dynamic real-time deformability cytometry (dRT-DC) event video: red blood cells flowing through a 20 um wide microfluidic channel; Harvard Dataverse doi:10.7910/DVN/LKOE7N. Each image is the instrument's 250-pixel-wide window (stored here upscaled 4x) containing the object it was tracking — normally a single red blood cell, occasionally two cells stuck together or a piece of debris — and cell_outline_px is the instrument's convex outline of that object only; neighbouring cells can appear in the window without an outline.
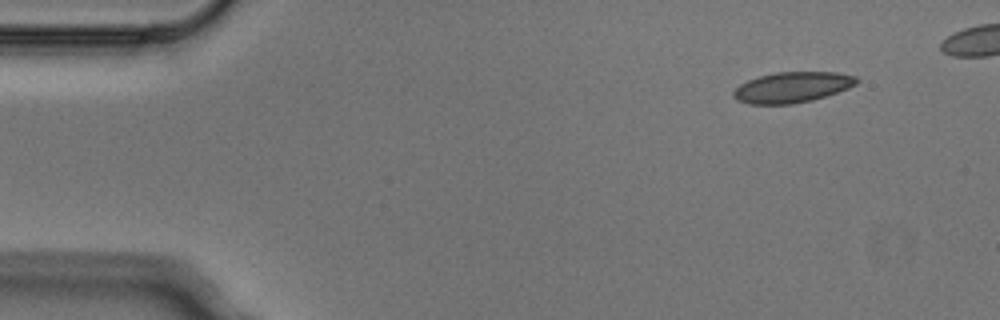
{"species": "Egyptian fruit bat (a non-hibernating species)", "species_latin": "Rousettus aegyptiacus", "temperature_condition": "cold", "stored_images_in_passage": 5, "camera_frame_rate_fps": 3000, "um_per_image_px": 0.085, "animal": {"sex": "male"}, "frame": {"image": 1, "passage_image": 1, "time_ms": 0.0, "image_size_px": [1000, 320], "cell_outline_px": [[860, 80], [856, 84], [848, 88], [812, 100], [792, 104], [748, 104], [736, 100], [732, 96], [732, 92], [740, 84], [748, 80], [760, 76], [776, 72], [836, 72], [856, 76]], "centroid_in_image_um": [67.32, 7.42], "position_along_channel_um": 17.7, "area_um2": 21.96}}
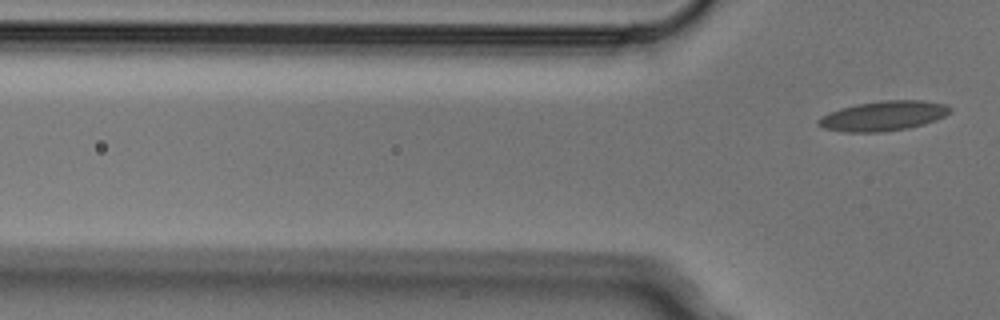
{"frame": {"image": 2, "passage_image": 5, "time_ms": 1.333, "image_size_px": [1000, 320], "cell_outline_px": [[952, 112], [936, 120], [924, 124], [908, 128], [880, 132], [844, 132], [824, 128], [816, 124], [816, 120], [820, 116], [828, 112], [840, 108], [856, 104], [884, 100], [924, 100], [944, 104], [952, 108]], "centroid_in_image_um": [75.06, 9.85], "position_along_channel_um": 50.7, "area_um2": 23.06}}